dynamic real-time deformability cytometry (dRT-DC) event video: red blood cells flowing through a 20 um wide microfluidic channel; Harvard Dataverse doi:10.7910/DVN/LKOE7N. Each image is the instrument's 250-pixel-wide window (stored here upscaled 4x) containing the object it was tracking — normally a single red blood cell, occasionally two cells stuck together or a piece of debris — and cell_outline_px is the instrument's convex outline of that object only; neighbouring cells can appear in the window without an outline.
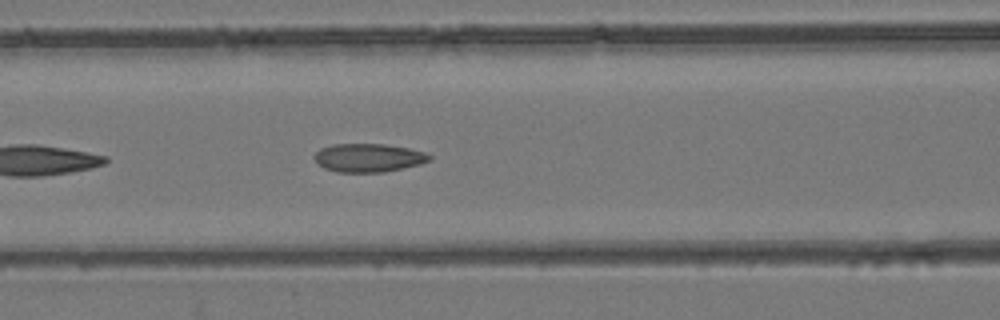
{"species": "common noctule bat (a hibernating species)", "species_latin": "Nyctalus noctula", "temperature_condition": "room temperature", "stored_images_in_passage": 11, "camera_frame_rate_fps": 3000, "um_per_image_px": 0.085, "animal": {"sex": "female", "body_mass_g": 24.6, "forearm_length_mm": 56.2}, "frame": {"image": 1, "passage_image": 8, "time_ms": 2.333, "image_size_px": [1000, 320], "cell_outline_px": [[432, 160], [420, 164], [384, 172], [336, 172], [324, 168], [316, 164], [312, 156], [320, 148], [332, 144], [384, 144], [408, 148], [424, 152], [432, 156]], "centroid_in_image_um": [31.28, 13.41], "position_along_channel_um": 135.3, "area_um2": 19.25}}